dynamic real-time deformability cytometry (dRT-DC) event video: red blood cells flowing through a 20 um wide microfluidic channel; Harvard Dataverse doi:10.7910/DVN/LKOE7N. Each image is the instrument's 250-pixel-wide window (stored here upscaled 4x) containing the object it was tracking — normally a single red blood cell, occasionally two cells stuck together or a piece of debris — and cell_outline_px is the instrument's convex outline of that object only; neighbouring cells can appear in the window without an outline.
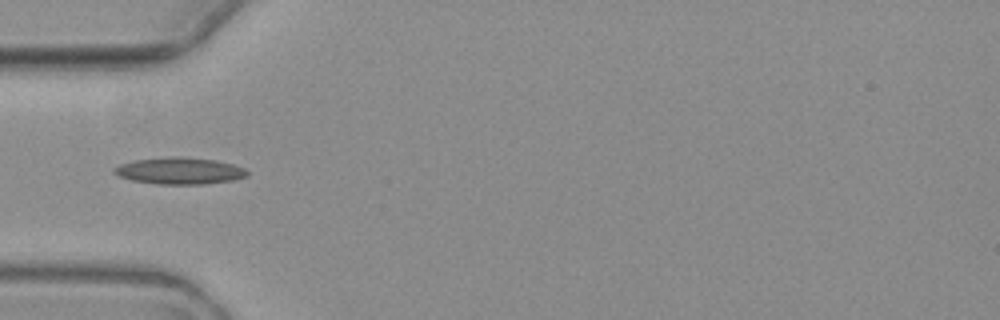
{"species": "common noctule bat (a hibernating species)", "species_latin": "Nyctalus noctula", "temperature_condition": "warm", "stored_images_in_passage": 6, "camera_frame_rate_fps": 3000, "um_per_image_px": 0.085, "animal": {"sex": "female", "body_mass_g": 19.3, "forearm_length_mm": 54.1}, "frame": {"image": 1, "passage_image": 6, "time_ms": 5.667, "image_size_px": [1000, 320], "cell_outline_px": [[248, 176], [232, 180], [204, 184], [156, 184], [132, 180], [120, 176], [112, 172], [112, 168], [120, 164], [136, 160], [216, 160], [232, 164], [244, 168], [248, 172]], "centroid_in_image_um": [15.28, 14.58], "position_along_channel_um": 69.7, "area_um2": 19.42}}